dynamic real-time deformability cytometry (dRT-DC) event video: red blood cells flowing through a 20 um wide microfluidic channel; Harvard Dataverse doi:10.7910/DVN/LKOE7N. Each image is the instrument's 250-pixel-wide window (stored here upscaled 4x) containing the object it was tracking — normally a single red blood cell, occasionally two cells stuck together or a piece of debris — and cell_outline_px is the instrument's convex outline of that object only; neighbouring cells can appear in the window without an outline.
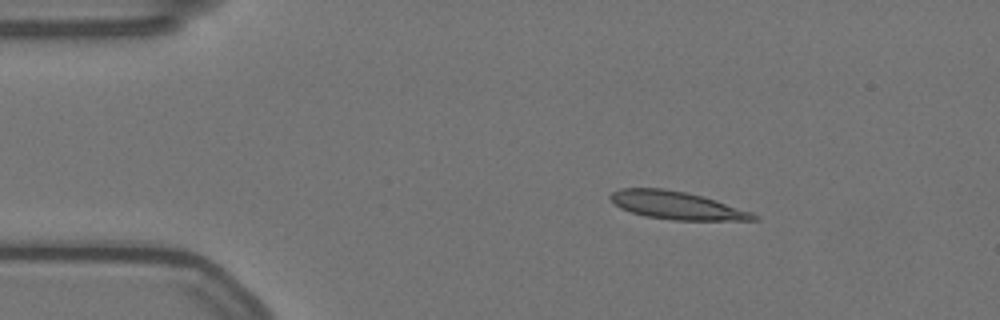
{"species": "Egyptian fruit bat (a non-hibernating species)", "species_latin": "Rousettus aegyptiacus", "temperature_condition": "warm", "stored_images_in_passage": 49, "camera_frame_rate_fps": 3000, "um_per_image_px": 0.085, "animal": {"sex": "female"}, "frame": {"image": 1, "passage_image": 1, "time_ms": 0.0, "image_size_px": [1000, 320], "cell_outline_px": [[760, 220], [672, 220], [644, 216], [620, 208], [608, 196], [612, 192], [620, 188], [664, 188], [704, 196], [752, 212], [760, 216]], "centroid_in_image_um": [57.54, 17.46], "position_along_channel_um": 27.5, "area_um2": 23.29}}
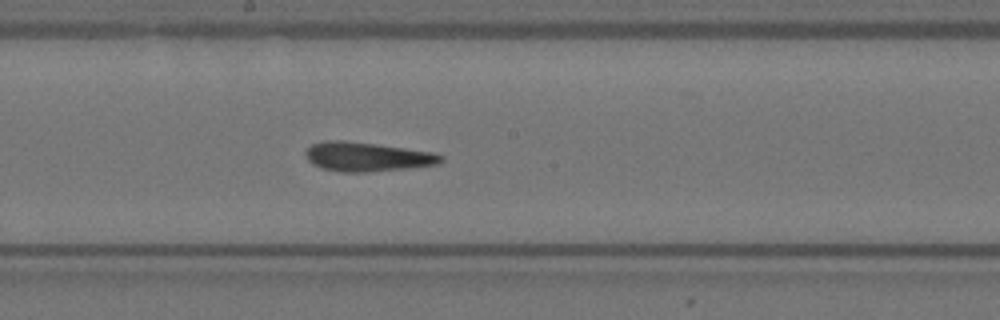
{"frame": {"image": 2, "passage_image": 22, "time_ms": 7.0, "image_size_px": [1000, 320], "cell_outline_px": [[444, 160], [440, 164], [408, 168], [368, 172], [340, 172], [320, 168], [312, 164], [308, 160], [304, 152], [312, 144], [324, 140], [344, 140], [376, 144], [436, 152], [444, 156]], "centroid_in_image_um": [31.22, 13.32], "position_along_channel_um": 217.0, "area_um2": 23.35}}
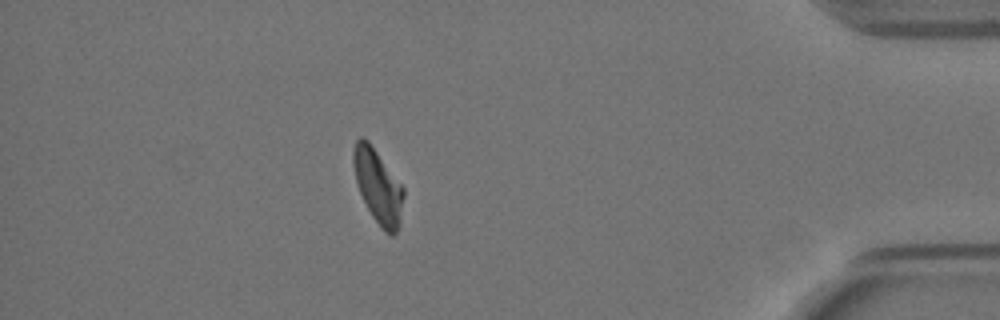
{"frame": {"image": 3, "passage_image": 42, "time_ms": 13.667, "image_size_px": [1000, 320], "cell_outline_px": [[404, 196], [400, 224], [396, 232], [392, 236], [384, 232], [372, 216], [360, 192], [356, 180], [352, 164], [352, 152], [356, 140], [360, 136], [364, 136], [368, 140], [404, 188]], "centroid_in_image_um": [32.12, 15.82], "position_along_channel_um": 403.1, "area_um2": 21.62}, "authors_computed_cell_mechanics": {"area_um2": 22.3686, "velocity_mm_per_s": 3.5129, "shape_relaxation_time_tau1_ms": 7.0665, "shape_relaxation_time_tau2_ms": 3.5058, "deformation_change_tau1": 0.2161, "deformation_change_tau2": 0.1085}}